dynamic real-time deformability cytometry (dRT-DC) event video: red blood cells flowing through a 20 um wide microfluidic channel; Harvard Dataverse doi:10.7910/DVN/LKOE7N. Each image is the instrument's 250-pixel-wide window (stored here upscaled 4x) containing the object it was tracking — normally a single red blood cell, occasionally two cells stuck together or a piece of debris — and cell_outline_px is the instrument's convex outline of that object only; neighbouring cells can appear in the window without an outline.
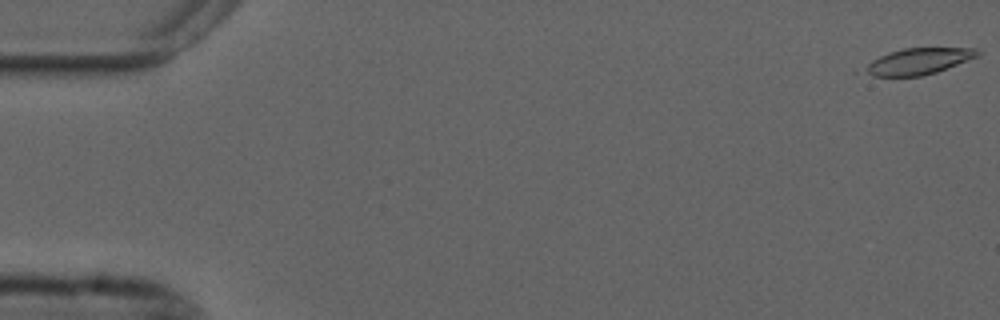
{"species": "common noctule bat (a hibernating species)", "species_latin": "Nyctalus noctula", "temperature_condition": "cold", "stored_images_in_passage": 56, "camera_frame_rate_fps": 3000, "um_per_image_px": 0.085, "animal": {"sex": "male", "forearm_length_mm": 52.5}, "frame": {"image": 1, "passage_image": 1, "time_ms": 0.0, "image_size_px": [1000, 320], "cell_outline_px": [[980, 56], [936, 72], [920, 76], [872, 76], [852, 72], [872, 60], [888, 52], [904, 48], [976, 48], [980, 52]], "centroid_in_image_um": [77.93, 5.23], "position_along_channel_um": 7.1, "area_um2": 17.74}}
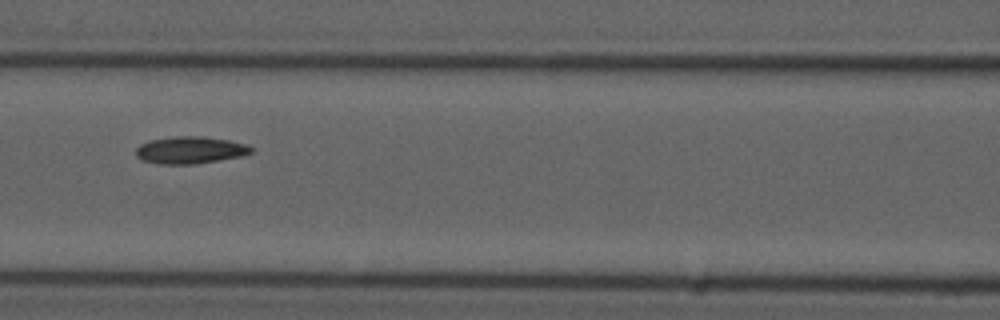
{"frame": {"image": 2, "passage_image": 25, "time_ms": 8.0, "image_size_px": [1000, 320], "cell_outline_px": [[252, 152], [244, 156], [196, 164], [156, 164], [140, 160], [136, 156], [136, 148], [140, 144], [152, 140], [176, 136], [200, 136], [228, 140], [248, 144], [252, 148]], "centroid_in_image_um": [16.17, 12.77], "position_along_channel_um": 150.4, "area_um2": 18.38}}
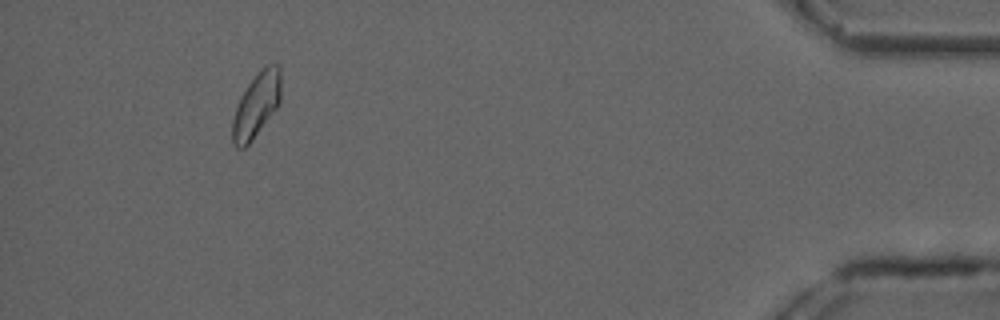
{"frame": {"image": 3, "passage_image": 52, "time_ms": 17.0, "image_size_px": [1000, 320], "cell_outline_px": [[280, 104], [252, 140], [244, 148], [236, 148], [232, 144], [232, 120], [240, 96], [248, 84], [264, 64], [276, 64], [280, 68]], "centroid_in_image_um": [21.78, 8.93], "position_along_channel_um": 413.4, "area_um2": 18.32}, "authors_computed_cell_mechanics": {"area_um2": 17.7157, "velocity_mm_per_s": 3.6727, "shape_relaxation_time_tau1_ms": null, "shape_relaxation_time_tau2_ms": 5.2798, "deformation_change_tau1": null, "deformation_change_tau2": 0.097}}